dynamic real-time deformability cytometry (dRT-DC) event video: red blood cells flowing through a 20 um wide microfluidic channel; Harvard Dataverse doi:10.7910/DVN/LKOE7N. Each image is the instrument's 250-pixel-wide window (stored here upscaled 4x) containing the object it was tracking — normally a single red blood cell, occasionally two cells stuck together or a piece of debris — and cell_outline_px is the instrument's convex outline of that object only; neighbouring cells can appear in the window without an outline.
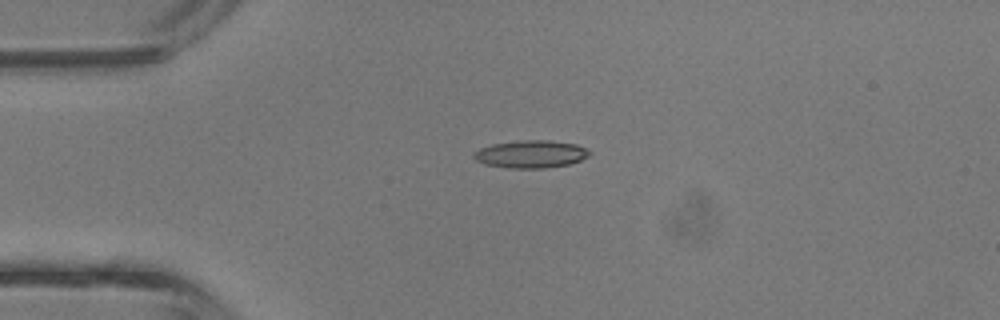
{"species": "common noctule bat (a hibernating species)", "species_latin": "Nyctalus noctula", "temperature_condition": "room temperature", "stored_images_in_passage": 27, "camera_frame_rate_fps": 3000, "um_per_image_px": 0.085, "animal": {"sex": "male", "body_mass_g": 13.3}, "frame": {"image": 1, "passage_image": 1, "time_ms": 0.0, "image_size_px": [1000, 320], "cell_outline_px": [[592, 152], [588, 156], [580, 160], [568, 164], [544, 168], [508, 168], [484, 164], [476, 160], [472, 156], [472, 152], [480, 148], [492, 144], [520, 140], [548, 140], [576, 144]], "centroid_in_image_um": [45.08, 13.1], "position_along_channel_um": 39.9, "area_um2": 18.61}}
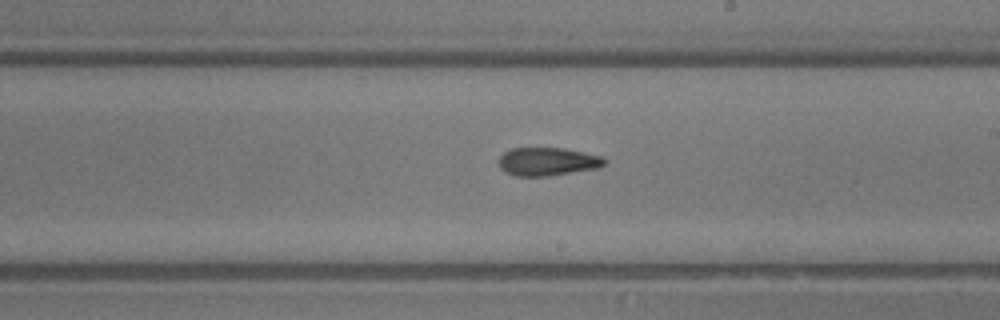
{"frame": {"image": 2, "passage_image": 15, "time_ms": 4.667, "image_size_px": [1000, 320], "cell_outline_px": [[608, 160], [600, 168], [548, 176], [512, 176], [504, 172], [500, 168], [500, 156], [504, 152], [512, 148], [564, 148], [584, 152], [600, 156]], "centroid_in_image_um": [46.55, 13.74], "position_along_channel_um": 242.5, "area_um2": 17.51}}
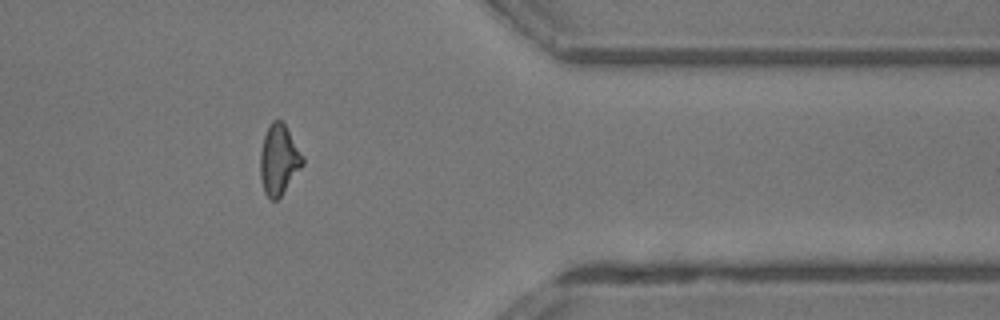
{"frame": {"image": 3, "passage_image": 25, "time_ms": 8.0, "image_size_px": [1000, 320], "cell_outline_px": [[304, 164], [280, 196], [276, 200], [272, 200], [264, 192], [260, 176], [260, 152], [264, 136], [272, 120], [280, 120], [284, 124], [304, 156]], "centroid_in_image_um": [23.7, 13.58], "position_along_channel_um": 387.7, "area_um2": 17.11}, "authors_computed_cell_mechanics": {"area_um2": 17.7446, "velocity_mm_per_s": 4.9297, "shape_relaxation_time_tau1_ms": 6.8903, "shape_relaxation_time_tau2_ms": 2.4132, "deformation_change_tau1": 0.2128, "deformation_change_tau2": 0.1102}}